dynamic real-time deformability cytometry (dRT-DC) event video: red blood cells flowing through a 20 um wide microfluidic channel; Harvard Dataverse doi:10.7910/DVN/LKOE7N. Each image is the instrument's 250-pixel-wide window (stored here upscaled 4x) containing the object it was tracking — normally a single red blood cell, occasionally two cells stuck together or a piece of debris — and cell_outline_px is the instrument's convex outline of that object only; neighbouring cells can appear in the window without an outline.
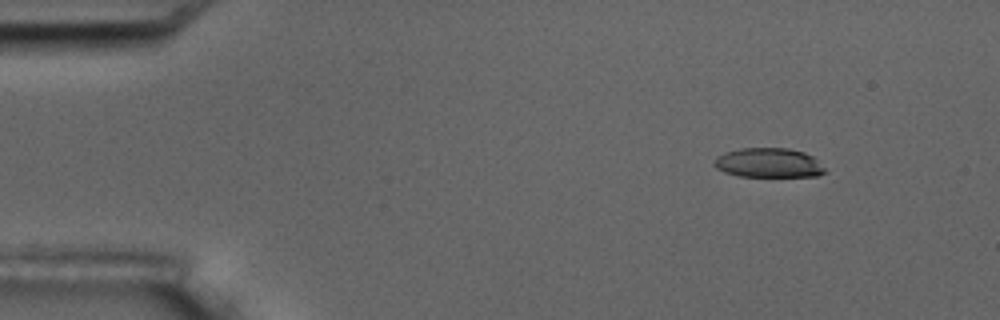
{"species": "common noctule bat (a hibernating species)", "species_latin": "Nyctalus noctula", "temperature_condition": "room temperature", "stored_images_in_passage": 4, "camera_frame_rate_fps": 3000, "um_per_image_px": 0.085, "animal": {"sex": "male", "body_mass_g": 17.5, "forearm_length_mm": 52.3}, "frame": {"image": 1, "passage_image": 2, "time_ms": 2.0, "image_size_px": [1000, 320], "cell_outline_px": [[828, 172], [816, 176], [740, 176], [724, 172], [716, 168], [712, 164], [716, 156], [724, 152], [740, 148], [788, 148], [804, 152], [812, 156]], "centroid_in_image_um": [65.3, 13.83], "position_along_channel_um": 19.7, "area_um2": 19.07}}